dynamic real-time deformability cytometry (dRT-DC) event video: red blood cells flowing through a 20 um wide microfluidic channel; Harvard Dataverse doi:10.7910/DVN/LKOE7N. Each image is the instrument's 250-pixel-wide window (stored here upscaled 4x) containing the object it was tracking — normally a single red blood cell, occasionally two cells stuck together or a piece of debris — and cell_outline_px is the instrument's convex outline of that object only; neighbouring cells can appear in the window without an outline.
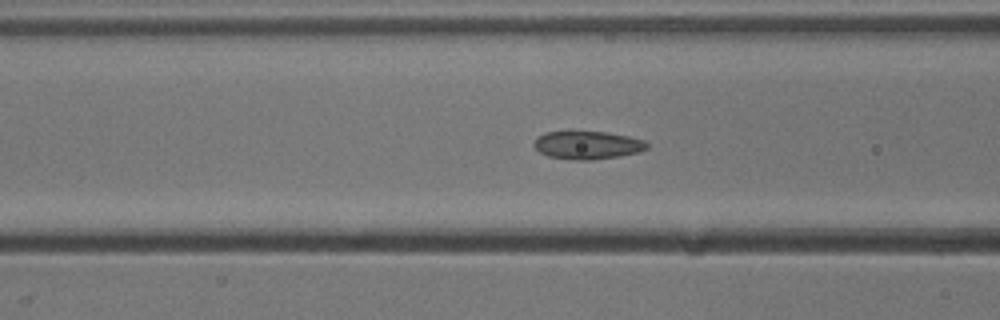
{"species": "common noctule bat (a hibernating species)", "species_latin": "Nyctalus noctula", "temperature_condition": "cold", "stored_images_in_passage": 45, "camera_frame_rate_fps": 3000, "um_per_image_px": 0.085, "animal": {"sex": "male", "body_mass_g": 13.3}, "frame": {"image": 1, "passage_image": 20, "time_ms": 6.333, "image_size_px": [1000, 320], "cell_outline_px": [[648, 148], [640, 152], [620, 156], [592, 160], [576, 160], [548, 156], [540, 152], [532, 144], [536, 136], [544, 132], [568, 128], [608, 132], [628, 136], [644, 140], [648, 144]], "centroid_in_image_um": [49.88, 12.28], "position_along_channel_um": 116.7, "area_um2": 19.48}}
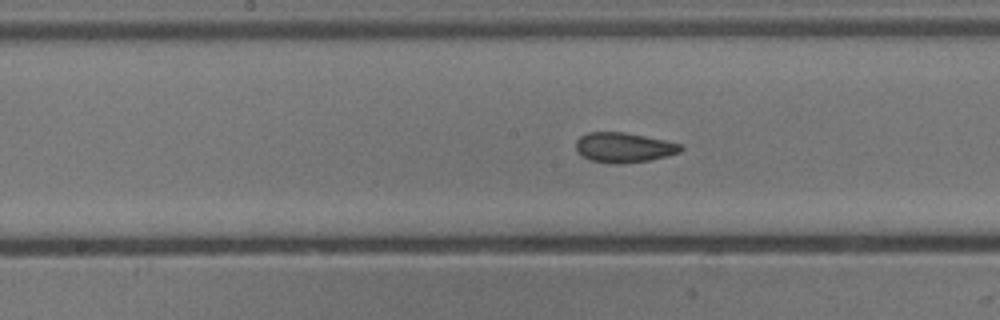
{"frame": {"image": 2, "passage_image": 26, "time_ms": 8.333, "image_size_px": [1000, 320], "cell_outline_px": [[684, 148], [680, 152], [648, 160], [616, 164], [612, 164], [592, 160], [576, 152], [576, 140], [580, 136], [588, 132], [624, 132], [664, 140], [680, 144]], "centroid_in_image_um": [52.99, 12.53], "position_along_channel_um": 195.2, "area_um2": 18.03}, "authors_computed_cell_mechanics": {"area_um2": 18.9006, "velocity_mm_per_s": 3.9042, "shape_relaxation_time_tau1_ms": 9.1508, "shape_relaxation_time_tau2_ms": 2.3448, "deformation_change_tau1": 0.1605, "deformation_change_tau2": 0.0789}}